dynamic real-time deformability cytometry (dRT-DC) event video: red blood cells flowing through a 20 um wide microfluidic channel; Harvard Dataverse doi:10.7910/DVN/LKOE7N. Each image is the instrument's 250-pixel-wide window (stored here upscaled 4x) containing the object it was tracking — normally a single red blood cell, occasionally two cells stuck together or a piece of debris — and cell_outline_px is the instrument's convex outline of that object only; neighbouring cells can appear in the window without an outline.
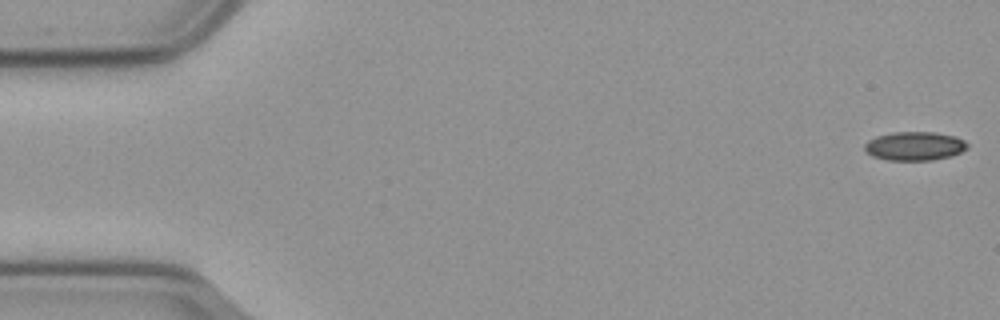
{"species": "common noctule bat (a hibernating species)", "species_latin": "Nyctalus noctula", "temperature_condition": "cold", "stored_images_in_passage": 9, "camera_frame_rate_fps": 3000, "um_per_image_px": 0.085, "animal": {"sex": "male", "body_mass_g": 23.1, "forearm_length_mm": 52.7}, "frame": {"image": 1, "passage_image": 1, "time_ms": 0.0, "image_size_px": [1000, 320], "cell_outline_px": [[968, 148], [952, 156], [932, 160], [888, 160], [872, 156], [864, 152], [864, 144], [868, 140], [876, 136], [892, 132], [936, 132], [956, 136], [964, 140], [968, 144]], "centroid_in_image_um": [77.73, 12.41], "position_along_channel_um": 7.3, "area_um2": 17.46}}